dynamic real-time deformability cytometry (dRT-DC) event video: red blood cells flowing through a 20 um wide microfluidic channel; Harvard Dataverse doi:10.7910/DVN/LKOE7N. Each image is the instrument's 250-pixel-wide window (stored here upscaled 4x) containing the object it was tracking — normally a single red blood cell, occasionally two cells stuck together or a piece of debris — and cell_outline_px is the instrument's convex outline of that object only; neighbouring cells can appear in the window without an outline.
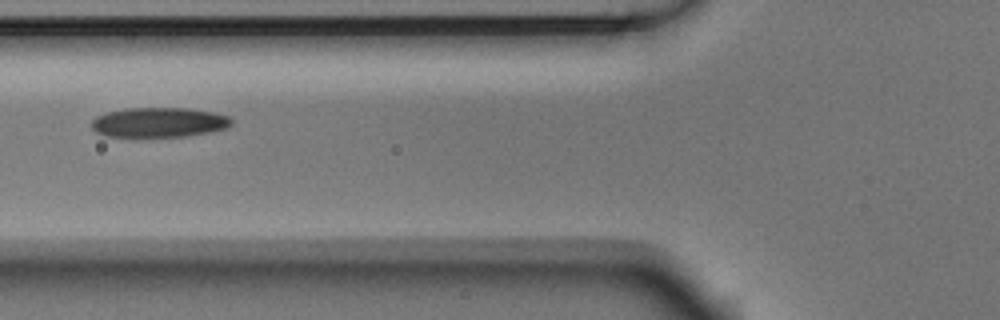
{"species": "Egyptian fruit bat (a non-hibernating species)", "species_latin": "Rousettus aegyptiacus", "temperature_condition": "room temperature", "stored_images_in_passage": 10, "camera_frame_rate_fps": 3000, "um_per_image_px": 0.085, "animal": {"sex": "male"}, "frame": {"image": 1, "passage_image": 5, "time_ms": 1.333, "image_size_px": [1000, 320], "cell_outline_px": [[232, 124], [228, 128], [188, 136], [108, 136], [96, 132], [92, 128], [92, 120], [96, 116], [108, 112], [124, 108], [188, 108], [212, 112], [228, 116], [232, 120]], "centroid_in_image_um": [13.52, 10.39], "position_along_channel_um": 112.3, "area_um2": 24.16}}
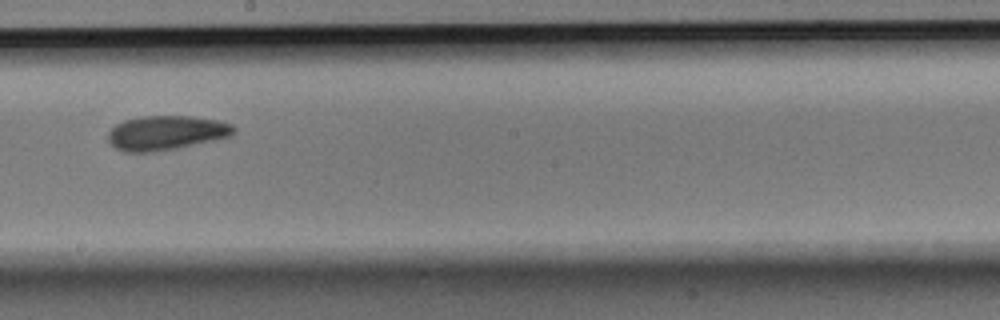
{"frame": {"image": 2, "passage_image": 8, "time_ms": 2.333, "image_size_px": [1000, 320], "cell_outline_px": [[236, 132], [232, 136], [176, 148], [156, 152], [124, 152], [108, 144], [108, 132], [116, 124], [124, 120], [144, 116], [192, 116], [216, 120], [232, 124], [236, 128]], "centroid_in_image_um": [14.11, 11.29], "position_along_channel_um": 234.1, "area_um2": 25.32}}
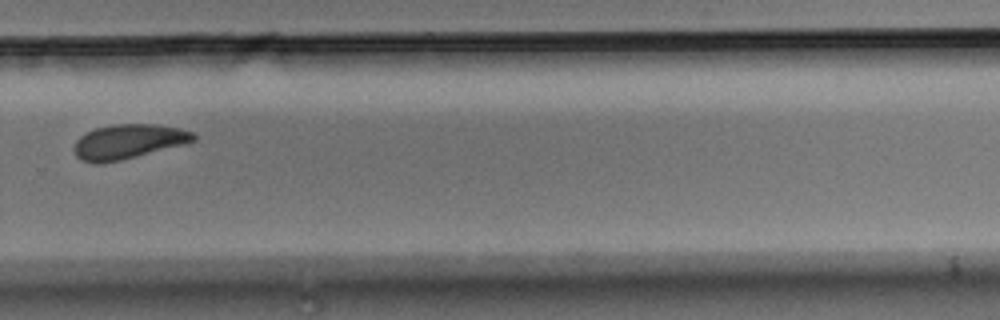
{"frame": {"image": 3, "passage_image": 10, "time_ms": 3.0, "image_size_px": [1000, 320], "cell_outline_px": [[196, 140], [184, 144], [120, 160], [80, 160], [76, 156], [72, 148], [76, 140], [80, 136], [96, 128], [112, 124], [156, 124], [180, 128], [196, 132]], "centroid_in_image_um": [10.96, 11.99], "position_along_channel_um": 318.8, "area_um2": 23.52}}